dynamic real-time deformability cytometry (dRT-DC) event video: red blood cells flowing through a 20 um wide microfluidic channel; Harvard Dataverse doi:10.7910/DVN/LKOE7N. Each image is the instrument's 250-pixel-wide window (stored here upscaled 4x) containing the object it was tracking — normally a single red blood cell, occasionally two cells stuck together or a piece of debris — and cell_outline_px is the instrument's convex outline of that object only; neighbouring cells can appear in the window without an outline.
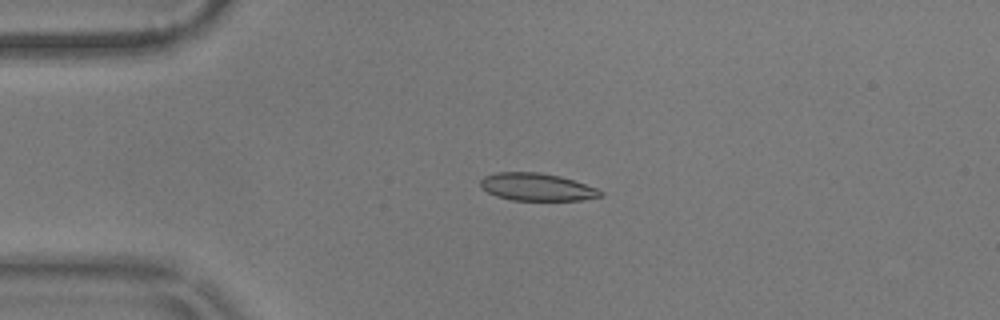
{"species": "common noctule bat (a hibernating species)", "species_latin": "Nyctalus noctula", "temperature_condition": "warm", "stored_images_in_passage": 56, "camera_frame_rate_fps": 3000, "um_per_image_px": 0.085, "animal": {"sex": "male", "body_mass_g": 17.9}, "frame": {"image": 1, "passage_image": 13, "time_ms": 4.0, "image_size_px": [1000, 320], "cell_outline_px": [[604, 196], [580, 200], [512, 200], [496, 196], [480, 188], [480, 180], [484, 176], [496, 172], [536, 172], [560, 176], [596, 188], [604, 192]], "centroid_in_image_um": [45.6, 15.89], "position_along_channel_um": 39.4, "area_um2": 19.25}}
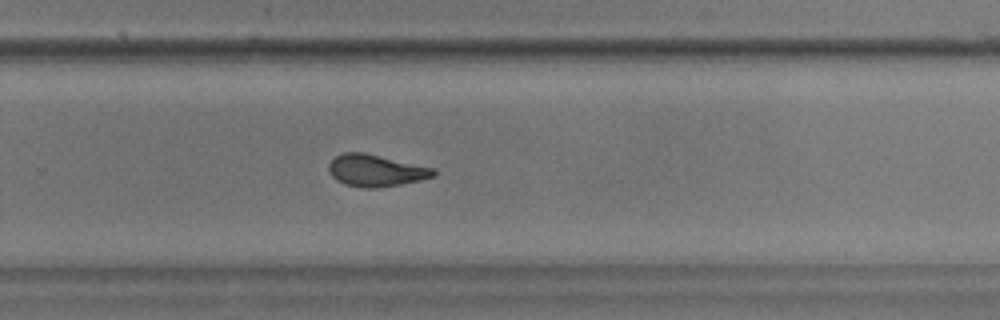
{"frame": {"image": 2, "passage_image": 37, "time_ms": 12.0, "image_size_px": [1000, 320], "cell_outline_px": [[436, 176], [420, 180], [400, 184], [376, 188], [364, 188], [344, 184], [336, 180], [328, 172], [328, 164], [336, 156], [344, 152], [364, 152], [436, 168]], "centroid_in_image_um": [31.95, 14.49], "position_along_channel_um": 297.8, "area_um2": 19.65}}
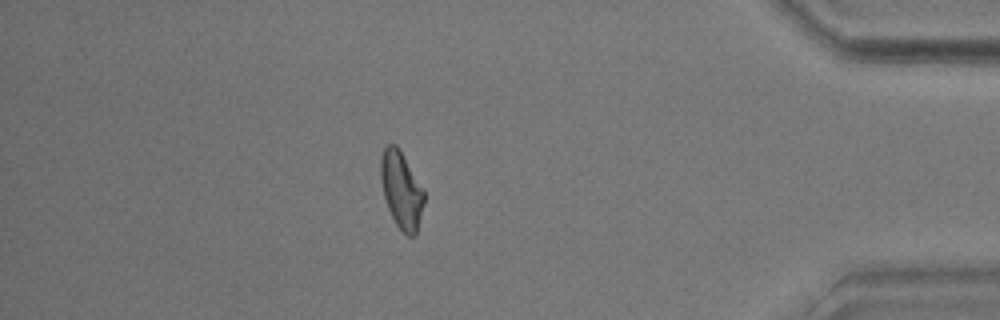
{"frame": {"image": 3, "passage_image": 49, "time_ms": 16.0, "image_size_px": [1000, 320], "cell_outline_px": [[424, 204], [416, 236], [408, 236], [396, 224], [388, 208], [384, 196], [380, 180], [380, 160], [384, 148], [388, 144], [396, 144], [424, 192]], "centroid_in_image_um": [34.1, 16.18], "position_along_channel_um": 401.1, "area_um2": 19.07}, "authors_computed_cell_mechanics": {"area_um2": 19.5364, "velocity_mm_per_s": 3.5763, "shape_relaxation_time_tau1_ms": 7.4104, "shape_relaxation_time_tau2_ms": 1.3651, "deformation_change_tau1": 0.1723, "deformation_change_tau2": 0.0715}}